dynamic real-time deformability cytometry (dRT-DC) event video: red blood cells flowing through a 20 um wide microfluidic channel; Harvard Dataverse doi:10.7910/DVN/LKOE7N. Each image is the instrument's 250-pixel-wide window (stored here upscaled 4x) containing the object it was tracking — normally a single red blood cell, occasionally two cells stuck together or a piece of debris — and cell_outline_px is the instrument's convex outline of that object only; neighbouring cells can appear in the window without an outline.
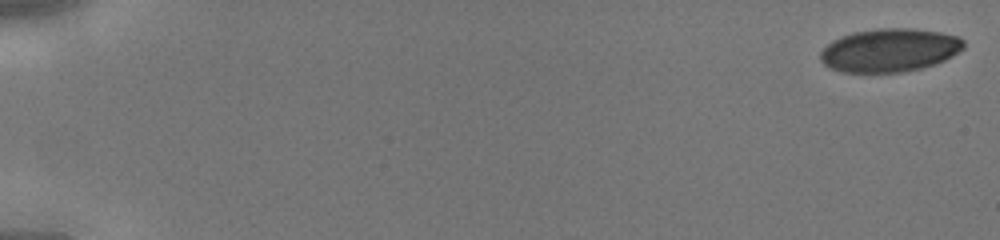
{"species": "human", "species_latin": "Homo sapiens", "temperature_condition": "cold", "stored_images_in_passage": 18, "camera_frame_rate_fps": 3000, "um_per_image_px": 0.085, "donor": {"sex": "male"}, "frame": {"image": 1, "passage_image": 1, "time_ms": 0.0, "image_size_px": [1000, 240], "cell_outline_px": [[964, 48], [952, 56], [936, 64], [904, 72], [844, 72], [828, 68], [820, 60], [820, 52], [832, 40], [840, 36], [852, 32], [880, 28], [912, 28], [940, 32], [960, 36], [964, 40]], "centroid_in_image_um": [75.61, 4.26], "position_along_channel_um": 9.4, "area_um2": 36.41}}
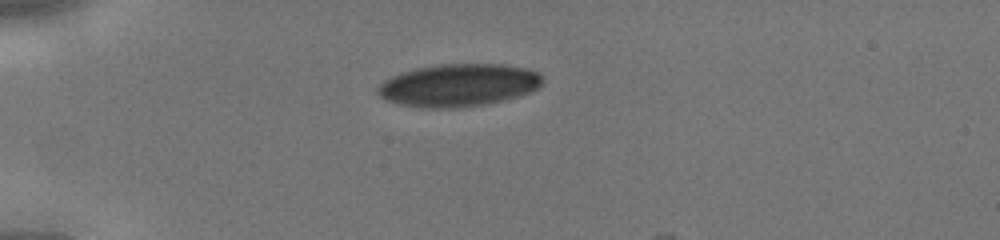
{"frame": {"image": 2, "passage_image": 13, "time_ms": 4.0, "image_size_px": [1000, 240], "cell_outline_px": [[544, 84], [540, 88], [516, 96], [488, 104], [456, 108], [420, 108], [400, 104], [384, 100], [376, 92], [376, 88], [384, 80], [400, 72], [416, 68], [440, 64], [500, 64], [528, 68], [536, 72], [544, 80]], "centroid_in_image_um": [38.95, 7.24], "position_along_channel_um": 46.0, "area_um2": 41.21}}